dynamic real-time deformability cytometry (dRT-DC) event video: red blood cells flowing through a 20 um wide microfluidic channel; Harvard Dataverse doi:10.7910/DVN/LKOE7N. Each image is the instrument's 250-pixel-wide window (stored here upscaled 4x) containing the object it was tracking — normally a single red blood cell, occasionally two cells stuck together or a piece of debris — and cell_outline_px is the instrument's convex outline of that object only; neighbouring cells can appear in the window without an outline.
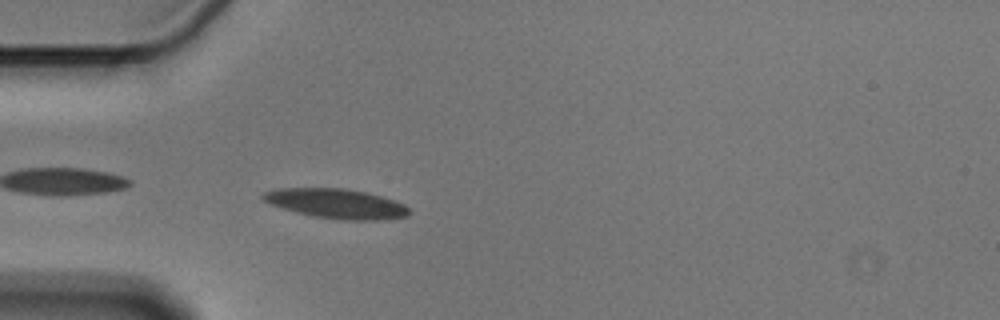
{"species": "Egyptian fruit bat (a non-hibernating species)", "species_latin": "Rousettus aegyptiacus", "temperature_condition": "cold", "stored_images_in_passage": 42, "camera_frame_rate_fps": 3000, "um_per_image_px": 0.085, "animal": {"sex": "male"}, "frame": {"image": 1, "passage_image": 2, "time_ms": 0.333, "image_size_px": [1000, 320], "cell_outline_px": [[412, 212], [408, 216], [376, 220], [340, 220], [312, 216], [296, 212], [272, 204], [264, 200], [260, 196], [264, 192], [276, 188], [344, 188], [368, 192], [404, 204]], "centroid_in_image_um": [28.59, 17.3], "position_along_channel_um": 56.4, "area_um2": 25.2}}
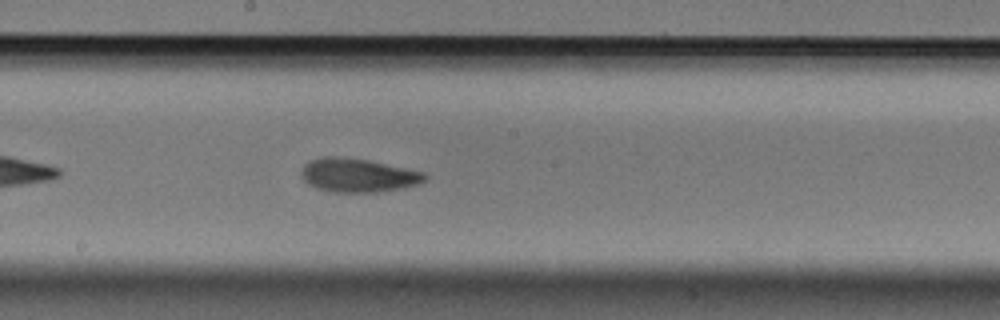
{"frame": {"image": 2, "passage_image": 16, "time_ms": 5.0, "image_size_px": [1000, 320], "cell_outline_px": [[428, 176], [420, 184], [404, 188], [376, 192], [332, 192], [316, 188], [308, 184], [300, 176], [300, 172], [304, 164], [308, 160], [320, 156], [336, 156], [368, 160], [424, 172]], "centroid_in_image_um": [30.39, 14.89], "position_along_channel_um": 217.8, "area_um2": 24.51}}
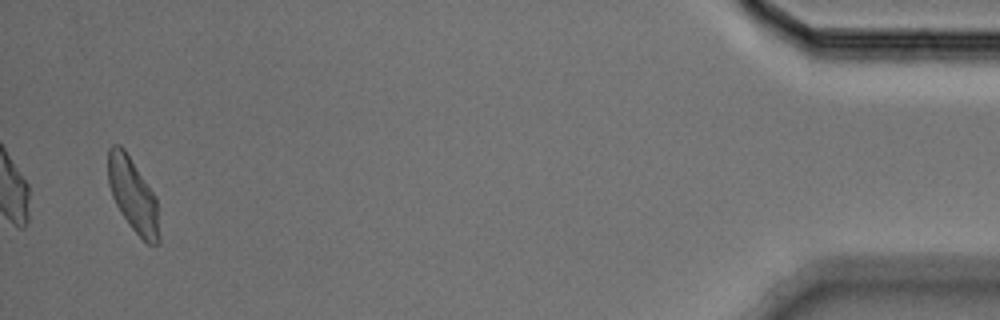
{"frame": {"image": 3, "passage_image": 40, "time_ms": 13.0, "image_size_px": [1000, 320], "cell_outline_px": [[160, 244], [148, 244], [132, 228], [120, 212], [112, 196], [108, 184], [108, 148], [112, 144], [120, 144], [124, 148], [156, 196], [160, 236]], "centroid_in_image_um": [11.31, 16.57], "position_along_channel_um": 423.9, "area_um2": 22.02}, "authors_computed_cell_mechanics": {"area_um2": 23.2645, "velocity_mm_per_s": 3.5773, "shape_relaxation_time_tau1_ms": 3.0495, "shape_relaxation_time_tau2_ms": 3.6914, "deformation_change_tau1": 0.1267, "deformation_change_tau2": 0.07}}